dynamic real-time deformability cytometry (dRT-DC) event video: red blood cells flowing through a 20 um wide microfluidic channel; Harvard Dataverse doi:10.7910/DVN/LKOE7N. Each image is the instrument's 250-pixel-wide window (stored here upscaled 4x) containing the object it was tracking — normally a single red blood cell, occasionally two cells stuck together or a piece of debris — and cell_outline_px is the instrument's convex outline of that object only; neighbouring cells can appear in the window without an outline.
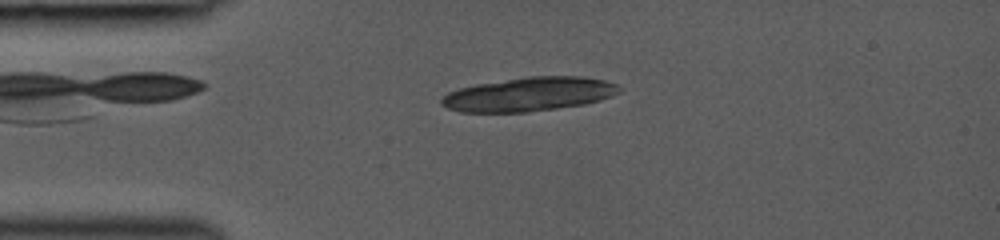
{"species": "common noctule bat (a hibernating species)", "species_latin": "Nyctalus noctula", "temperature_condition": "room temperature", "stored_images_in_passage": 2, "camera_frame_rate_fps": 3000, "um_per_image_px": 0.085, "animal": {"sex": "female", "body_mass_g": 19.0, "forearm_length_mm": 53.3}, "frame": {"image": 1, "passage_image": 1, "time_ms": 0.0, "image_size_px": [1000, 240], "cell_outline_px": [[624, 88], [620, 92], [612, 96], [600, 100], [584, 104], [528, 112], [460, 112], [448, 108], [440, 104], [440, 100], [448, 92], [460, 88], [476, 84], [528, 76], [580, 76], [604, 80], [620, 84]], "centroid_in_image_um": [45.01, 8.0], "position_along_channel_um": 40.0, "area_um2": 35.32}}